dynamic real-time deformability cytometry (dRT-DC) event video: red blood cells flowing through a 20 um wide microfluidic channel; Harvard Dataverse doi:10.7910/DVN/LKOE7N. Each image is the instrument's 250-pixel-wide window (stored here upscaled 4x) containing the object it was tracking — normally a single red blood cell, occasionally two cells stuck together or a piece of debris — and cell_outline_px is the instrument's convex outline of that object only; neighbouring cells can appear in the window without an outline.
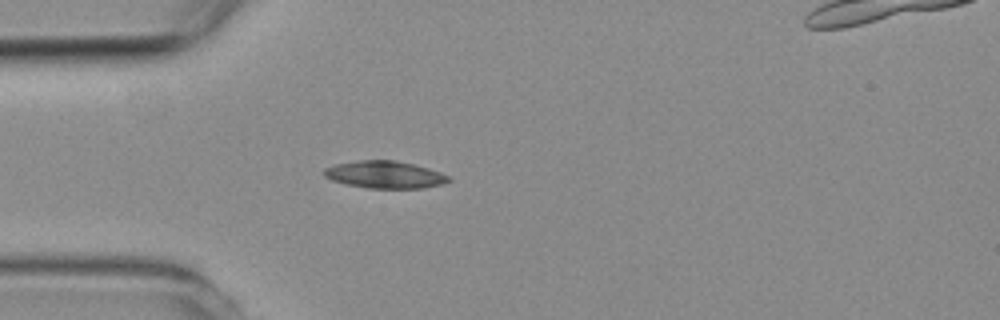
{"species": "common noctule bat (a hibernating species)", "species_latin": "Nyctalus noctula", "temperature_condition": "room temperature", "stored_images_in_passage": 2, "camera_frame_rate_fps": 3000, "um_per_image_px": 0.085, "animal": {"sex": "female", "body_mass_g": 19.3, "forearm_length_mm": 54.1}, "frame": {"image": 1, "passage_image": 2, "time_ms": 1.333, "image_size_px": [1000, 320], "cell_outline_px": [[452, 180], [440, 184], [424, 188], [368, 188], [348, 184], [332, 180], [324, 176], [324, 168], [336, 164], [356, 160], [396, 160], [416, 164], [452, 176]], "centroid_in_image_um": [32.75, 14.83], "position_along_channel_um": 52.3, "area_um2": 19.88}}